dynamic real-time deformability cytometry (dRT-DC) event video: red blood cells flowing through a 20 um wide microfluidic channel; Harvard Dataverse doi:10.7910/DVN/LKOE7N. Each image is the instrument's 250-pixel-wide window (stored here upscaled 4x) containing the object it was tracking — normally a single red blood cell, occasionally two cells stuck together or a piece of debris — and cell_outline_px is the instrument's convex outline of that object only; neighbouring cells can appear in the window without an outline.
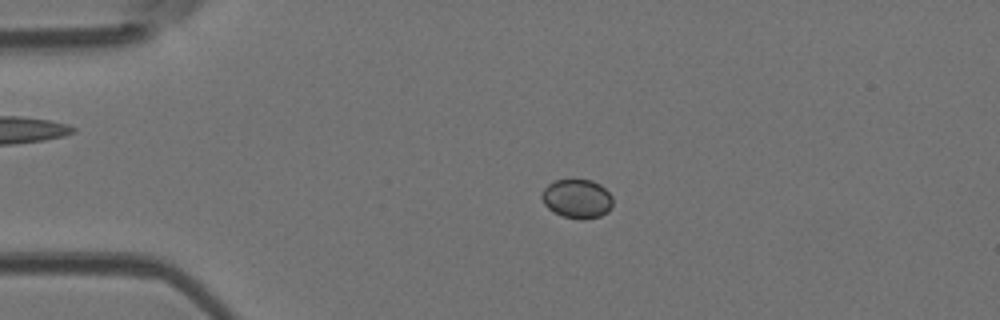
{"species": "Egyptian fruit bat (a non-hibernating species)", "species_latin": "Rousettus aegyptiacus", "temperature_condition": "room temperature", "stored_images_in_passage": 6, "camera_frame_rate_fps": 3000, "um_per_image_px": 0.085, "animal": {"sex": "female"}, "frame": {"image": 1, "passage_image": 4, "time_ms": 1.0, "image_size_px": [1000, 320], "cell_outline_px": [[612, 208], [608, 212], [600, 216], [580, 220], [564, 216], [548, 208], [544, 204], [540, 196], [540, 192], [548, 184], [556, 180], [592, 180], [600, 184], [612, 196]], "centroid_in_image_um": [49.05, 16.89], "position_along_channel_um": 36.0, "area_um2": 16.18}}
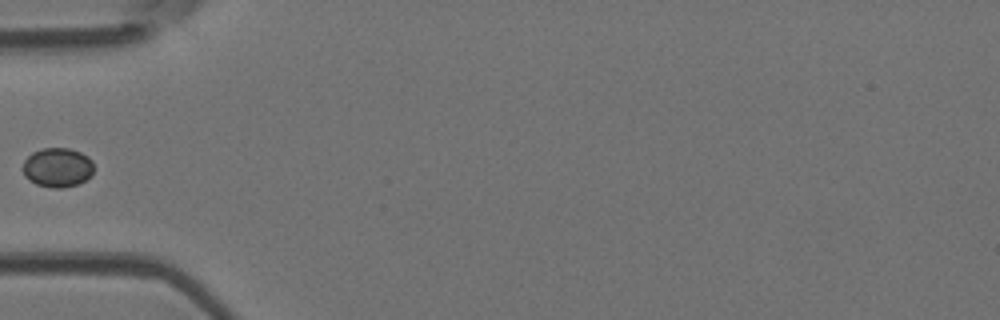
{"frame": {"image": 2, "passage_image": 5, "time_ms": 1.333, "image_size_px": [1000, 320], "cell_outline_px": [[92, 172], [84, 180], [76, 184], [64, 188], [52, 188], [36, 184], [28, 180], [24, 176], [20, 168], [24, 160], [32, 152], [44, 148], [68, 148], [80, 152], [88, 156], [92, 160]], "centroid_in_image_um": [4.82, 14.23], "position_along_channel_um": 80.2, "area_um2": 16.36}}
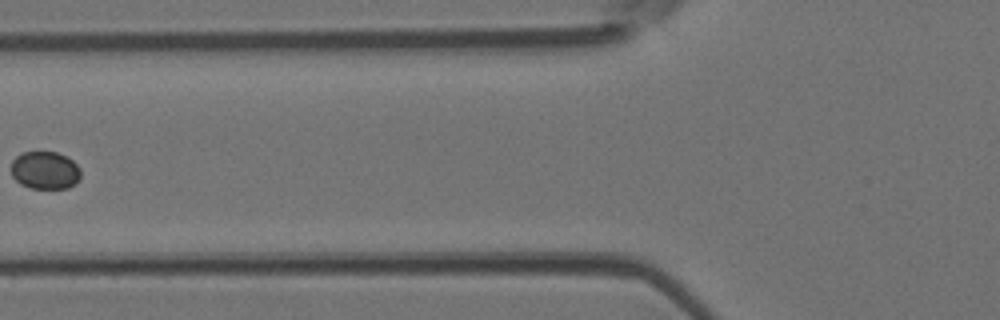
{"frame": {"image": 3, "passage_image": 6, "time_ms": 1.667, "image_size_px": [1000, 320], "cell_outline_px": [[80, 176], [76, 184], [68, 188], [28, 188], [20, 184], [12, 176], [12, 160], [20, 152], [56, 152], [72, 160], [80, 168]], "centroid_in_image_um": [3.81, 14.48], "position_along_channel_um": 122.0, "area_um2": 15.37}}